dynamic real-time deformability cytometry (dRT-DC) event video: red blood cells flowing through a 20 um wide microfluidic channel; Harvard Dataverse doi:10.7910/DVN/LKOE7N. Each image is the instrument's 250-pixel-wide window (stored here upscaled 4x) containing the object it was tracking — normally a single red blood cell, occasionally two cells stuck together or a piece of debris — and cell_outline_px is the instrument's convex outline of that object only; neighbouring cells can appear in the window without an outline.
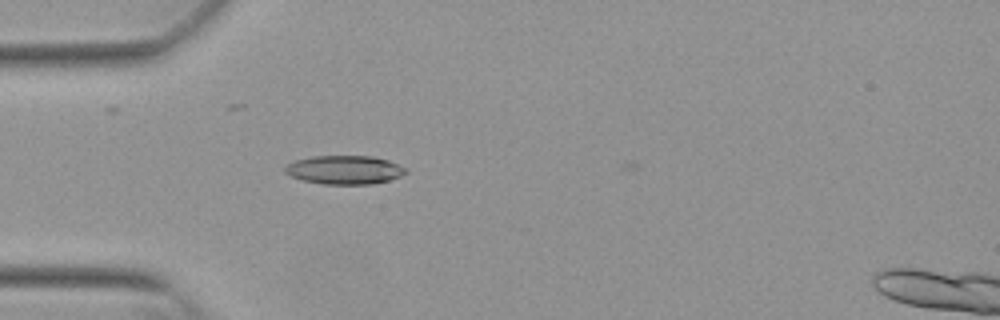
{"species": "Egyptian fruit bat (a non-hibernating species)", "species_latin": "Rousettus aegyptiacus", "temperature_condition": "warm", "stored_images_in_passage": 18, "camera_frame_rate_fps": 3000, "um_per_image_px": 0.085, "animal": {"sex": "female"}, "frame": {"image": 1, "passage_image": 9, "time_ms": 2.667, "image_size_px": [1000, 320], "cell_outline_px": [[408, 172], [400, 176], [388, 180], [372, 184], [324, 184], [304, 180], [292, 176], [284, 172], [284, 168], [288, 164], [296, 160], [312, 156], [372, 156], [388, 160], [408, 168]], "centroid_in_image_um": [29.32, 14.43], "position_along_channel_um": 55.7, "area_um2": 20.11}}
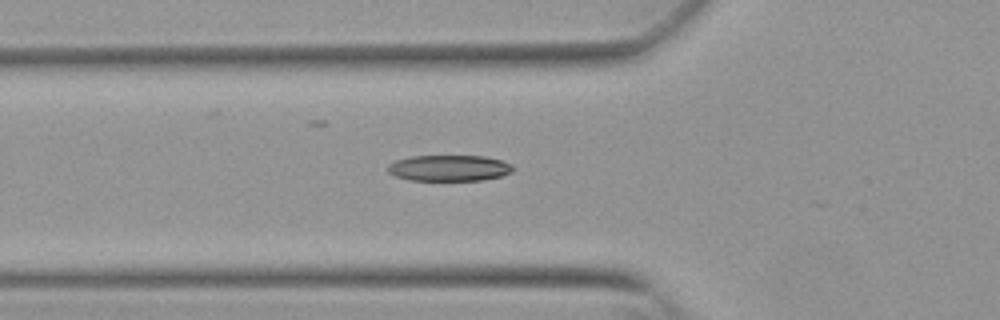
{"frame": {"image": 2, "passage_image": 12, "time_ms": 3.667, "image_size_px": [1000, 320], "cell_outline_px": [[516, 168], [512, 172], [500, 176], [484, 180], [408, 180], [396, 176], [388, 172], [388, 164], [396, 160], [408, 156], [484, 156], [500, 160], [512, 164]], "centroid_in_image_um": [38.19, 14.28], "position_along_channel_um": 87.6, "area_um2": 19.07}}
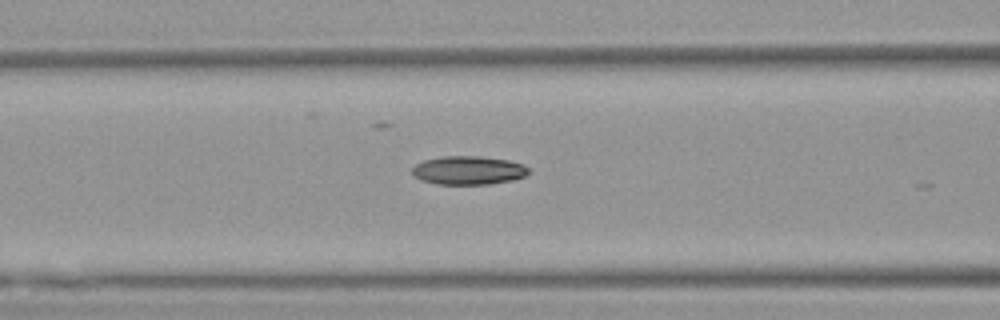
{"frame": {"image": 3, "passage_image": 15, "time_ms": 4.667, "image_size_px": [1000, 320], "cell_outline_px": [[532, 172], [524, 176], [512, 180], [488, 184], [436, 184], [420, 180], [412, 176], [412, 168], [416, 164], [424, 160], [444, 156], [480, 156], [508, 160], [524, 164]], "centroid_in_image_um": [39.81, 14.48], "position_along_channel_um": 126.8, "area_um2": 19.54}}